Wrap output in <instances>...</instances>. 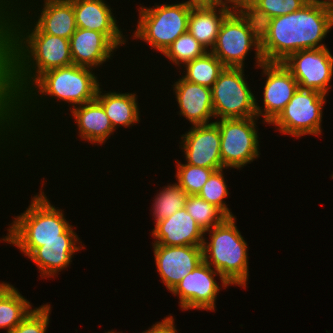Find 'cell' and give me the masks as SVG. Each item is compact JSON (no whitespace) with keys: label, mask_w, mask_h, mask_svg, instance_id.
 Returning a JSON list of instances; mask_svg holds the SVG:
<instances>
[{"label":"cell","mask_w":333,"mask_h":333,"mask_svg":"<svg viewBox=\"0 0 333 333\" xmlns=\"http://www.w3.org/2000/svg\"><path fill=\"white\" fill-rule=\"evenodd\" d=\"M13 7L0 13V23L11 42L13 87L19 97L42 73L72 65L73 61L69 39L42 33L27 18H21L22 8L14 7L16 11L12 12Z\"/></svg>","instance_id":"cell-1"},{"label":"cell","mask_w":333,"mask_h":333,"mask_svg":"<svg viewBox=\"0 0 333 333\" xmlns=\"http://www.w3.org/2000/svg\"><path fill=\"white\" fill-rule=\"evenodd\" d=\"M333 28L332 10L312 5L279 17L260 26L261 53L265 62H282L290 54L325 48L322 43Z\"/></svg>","instance_id":"cell-2"},{"label":"cell","mask_w":333,"mask_h":333,"mask_svg":"<svg viewBox=\"0 0 333 333\" xmlns=\"http://www.w3.org/2000/svg\"><path fill=\"white\" fill-rule=\"evenodd\" d=\"M27 210L13 218L3 241L19 248L24 255L29 256L44 242L79 241L73 226L66 220L63 210L55 208L40 189Z\"/></svg>","instance_id":"cell-3"},{"label":"cell","mask_w":333,"mask_h":333,"mask_svg":"<svg viewBox=\"0 0 333 333\" xmlns=\"http://www.w3.org/2000/svg\"><path fill=\"white\" fill-rule=\"evenodd\" d=\"M91 70L93 71L92 68L72 64L42 73L18 97V121H20L18 127H21V125L23 127L26 124L24 122H27V118L24 115L29 113L26 111H29L30 104L33 102L38 105L37 96H40L41 99H43L42 95L44 97L46 95L52 98L55 97L56 100L59 99V102L65 101L64 103H68V105L71 103L73 107L94 100L101 83ZM33 97L36 99L34 100ZM24 119L26 120L23 121Z\"/></svg>","instance_id":"cell-4"},{"label":"cell","mask_w":333,"mask_h":333,"mask_svg":"<svg viewBox=\"0 0 333 333\" xmlns=\"http://www.w3.org/2000/svg\"><path fill=\"white\" fill-rule=\"evenodd\" d=\"M236 217H226L220 224L204 231L203 259L230 285L246 288L249 277L248 245L235 225ZM207 241V242H206Z\"/></svg>","instance_id":"cell-5"},{"label":"cell","mask_w":333,"mask_h":333,"mask_svg":"<svg viewBox=\"0 0 333 333\" xmlns=\"http://www.w3.org/2000/svg\"><path fill=\"white\" fill-rule=\"evenodd\" d=\"M253 47L255 64L259 68L265 62L261 53L260 26L237 5L222 22L211 52L226 67L244 68V61Z\"/></svg>","instance_id":"cell-6"},{"label":"cell","mask_w":333,"mask_h":333,"mask_svg":"<svg viewBox=\"0 0 333 333\" xmlns=\"http://www.w3.org/2000/svg\"><path fill=\"white\" fill-rule=\"evenodd\" d=\"M192 7L183 1L176 4H155L154 8L141 6L133 39H141L163 54L178 36L188 32Z\"/></svg>","instance_id":"cell-7"},{"label":"cell","mask_w":333,"mask_h":333,"mask_svg":"<svg viewBox=\"0 0 333 333\" xmlns=\"http://www.w3.org/2000/svg\"><path fill=\"white\" fill-rule=\"evenodd\" d=\"M243 73L244 68L226 67L213 84L214 118L221 120L257 117L256 97Z\"/></svg>","instance_id":"cell-8"},{"label":"cell","mask_w":333,"mask_h":333,"mask_svg":"<svg viewBox=\"0 0 333 333\" xmlns=\"http://www.w3.org/2000/svg\"><path fill=\"white\" fill-rule=\"evenodd\" d=\"M326 95L316 90L300 89L294 93L280 114L270 123L280 133L295 138L321 135L323 105Z\"/></svg>","instance_id":"cell-9"},{"label":"cell","mask_w":333,"mask_h":333,"mask_svg":"<svg viewBox=\"0 0 333 333\" xmlns=\"http://www.w3.org/2000/svg\"><path fill=\"white\" fill-rule=\"evenodd\" d=\"M258 117L219 119L214 121L220 131L223 169H240L259 157Z\"/></svg>","instance_id":"cell-10"},{"label":"cell","mask_w":333,"mask_h":333,"mask_svg":"<svg viewBox=\"0 0 333 333\" xmlns=\"http://www.w3.org/2000/svg\"><path fill=\"white\" fill-rule=\"evenodd\" d=\"M282 63L298 82L300 89L328 94L332 86L333 55L327 47L294 52Z\"/></svg>","instance_id":"cell-11"},{"label":"cell","mask_w":333,"mask_h":333,"mask_svg":"<svg viewBox=\"0 0 333 333\" xmlns=\"http://www.w3.org/2000/svg\"><path fill=\"white\" fill-rule=\"evenodd\" d=\"M216 276H219L222 287L230 286L218 271L203 261L176 284L170 292L179 297V305L183 310L215 311L216 297L220 290L219 284L214 278Z\"/></svg>","instance_id":"cell-12"},{"label":"cell","mask_w":333,"mask_h":333,"mask_svg":"<svg viewBox=\"0 0 333 333\" xmlns=\"http://www.w3.org/2000/svg\"><path fill=\"white\" fill-rule=\"evenodd\" d=\"M262 76H267L263 88L264 109L256 100L257 117L263 116V123L270 124L284 109L299 88L291 72L282 62H264L259 66Z\"/></svg>","instance_id":"cell-13"},{"label":"cell","mask_w":333,"mask_h":333,"mask_svg":"<svg viewBox=\"0 0 333 333\" xmlns=\"http://www.w3.org/2000/svg\"><path fill=\"white\" fill-rule=\"evenodd\" d=\"M181 139L180 146L184 152L186 164L215 171L223 169L220 131L214 121L205 125H192Z\"/></svg>","instance_id":"cell-14"},{"label":"cell","mask_w":333,"mask_h":333,"mask_svg":"<svg viewBox=\"0 0 333 333\" xmlns=\"http://www.w3.org/2000/svg\"><path fill=\"white\" fill-rule=\"evenodd\" d=\"M152 246L160 280L168 291L204 261L202 246Z\"/></svg>","instance_id":"cell-15"},{"label":"cell","mask_w":333,"mask_h":333,"mask_svg":"<svg viewBox=\"0 0 333 333\" xmlns=\"http://www.w3.org/2000/svg\"><path fill=\"white\" fill-rule=\"evenodd\" d=\"M18 122V97L12 80L11 42L0 23V140L3 141H0V145L4 143L5 137L17 133L15 129H20Z\"/></svg>","instance_id":"cell-16"},{"label":"cell","mask_w":333,"mask_h":333,"mask_svg":"<svg viewBox=\"0 0 333 333\" xmlns=\"http://www.w3.org/2000/svg\"><path fill=\"white\" fill-rule=\"evenodd\" d=\"M152 245L203 246L206 239L204 230L196 223L185 208L178 210L167 219L155 223Z\"/></svg>","instance_id":"cell-17"},{"label":"cell","mask_w":333,"mask_h":333,"mask_svg":"<svg viewBox=\"0 0 333 333\" xmlns=\"http://www.w3.org/2000/svg\"><path fill=\"white\" fill-rule=\"evenodd\" d=\"M70 1L73 4L78 28L103 33L117 48L127 42L117 25V19L111 11L112 8L104 0Z\"/></svg>","instance_id":"cell-18"},{"label":"cell","mask_w":333,"mask_h":333,"mask_svg":"<svg viewBox=\"0 0 333 333\" xmlns=\"http://www.w3.org/2000/svg\"><path fill=\"white\" fill-rule=\"evenodd\" d=\"M172 86L180 108L179 115L193 126L209 124L214 118L212 88L189 82L183 77Z\"/></svg>","instance_id":"cell-19"},{"label":"cell","mask_w":333,"mask_h":333,"mask_svg":"<svg viewBox=\"0 0 333 333\" xmlns=\"http://www.w3.org/2000/svg\"><path fill=\"white\" fill-rule=\"evenodd\" d=\"M73 64L99 68L118 49L103 33L78 28L69 39Z\"/></svg>","instance_id":"cell-20"},{"label":"cell","mask_w":333,"mask_h":333,"mask_svg":"<svg viewBox=\"0 0 333 333\" xmlns=\"http://www.w3.org/2000/svg\"><path fill=\"white\" fill-rule=\"evenodd\" d=\"M236 6L237 3L234 0H228L217 6L192 7L188 20V32L207 51H211L215 46L222 22Z\"/></svg>","instance_id":"cell-21"},{"label":"cell","mask_w":333,"mask_h":333,"mask_svg":"<svg viewBox=\"0 0 333 333\" xmlns=\"http://www.w3.org/2000/svg\"><path fill=\"white\" fill-rule=\"evenodd\" d=\"M69 110L76 120L78 135L83 140L99 145L105 143L111 134L113 135L115 129L96 98L82 105L71 106Z\"/></svg>","instance_id":"cell-22"},{"label":"cell","mask_w":333,"mask_h":333,"mask_svg":"<svg viewBox=\"0 0 333 333\" xmlns=\"http://www.w3.org/2000/svg\"><path fill=\"white\" fill-rule=\"evenodd\" d=\"M37 21L32 22L42 33L70 39L76 31L73 4L70 0H44Z\"/></svg>","instance_id":"cell-23"},{"label":"cell","mask_w":333,"mask_h":333,"mask_svg":"<svg viewBox=\"0 0 333 333\" xmlns=\"http://www.w3.org/2000/svg\"><path fill=\"white\" fill-rule=\"evenodd\" d=\"M79 241H52L44 242L36 248L28 258L34 262L43 278L54 277L72 262L74 253L83 249L78 245ZM78 245V246H77Z\"/></svg>","instance_id":"cell-24"},{"label":"cell","mask_w":333,"mask_h":333,"mask_svg":"<svg viewBox=\"0 0 333 333\" xmlns=\"http://www.w3.org/2000/svg\"><path fill=\"white\" fill-rule=\"evenodd\" d=\"M98 88L96 99L101 103L114 129L120 125L128 128L140 120L137 95L135 93L108 92Z\"/></svg>","instance_id":"cell-25"},{"label":"cell","mask_w":333,"mask_h":333,"mask_svg":"<svg viewBox=\"0 0 333 333\" xmlns=\"http://www.w3.org/2000/svg\"><path fill=\"white\" fill-rule=\"evenodd\" d=\"M31 310V303L13 285L0 283V329L9 333Z\"/></svg>","instance_id":"cell-26"},{"label":"cell","mask_w":333,"mask_h":333,"mask_svg":"<svg viewBox=\"0 0 333 333\" xmlns=\"http://www.w3.org/2000/svg\"><path fill=\"white\" fill-rule=\"evenodd\" d=\"M182 77L192 83L203 85L209 88L218 79L226 66L211 52H206L203 56L186 63Z\"/></svg>","instance_id":"cell-27"},{"label":"cell","mask_w":333,"mask_h":333,"mask_svg":"<svg viewBox=\"0 0 333 333\" xmlns=\"http://www.w3.org/2000/svg\"><path fill=\"white\" fill-rule=\"evenodd\" d=\"M304 5L302 0H247L241 7L261 26L270 18L295 12Z\"/></svg>","instance_id":"cell-28"},{"label":"cell","mask_w":333,"mask_h":333,"mask_svg":"<svg viewBox=\"0 0 333 333\" xmlns=\"http://www.w3.org/2000/svg\"><path fill=\"white\" fill-rule=\"evenodd\" d=\"M153 200L152 213L155 222L167 219L172 214L185 208L187 193L177 183L169 184L161 189Z\"/></svg>","instance_id":"cell-29"},{"label":"cell","mask_w":333,"mask_h":333,"mask_svg":"<svg viewBox=\"0 0 333 333\" xmlns=\"http://www.w3.org/2000/svg\"><path fill=\"white\" fill-rule=\"evenodd\" d=\"M208 52L189 32L176 38V40L163 53L171 63L183 66Z\"/></svg>","instance_id":"cell-30"},{"label":"cell","mask_w":333,"mask_h":333,"mask_svg":"<svg viewBox=\"0 0 333 333\" xmlns=\"http://www.w3.org/2000/svg\"><path fill=\"white\" fill-rule=\"evenodd\" d=\"M185 209L204 231L215 227L226 218L217 207L198 195L187 196Z\"/></svg>","instance_id":"cell-31"},{"label":"cell","mask_w":333,"mask_h":333,"mask_svg":"<svg viewBox=\"0 0 333 333\" xmlns=\"http://www.w3.org/2000/svg\"><path fill=\"white\" fill-rule=\"evenodd\" d=\"M223 170L224 169L214 171L210 175L198 196L217 207L226 217H234L224 201L229 195V191L223 176Z\"/></svg>","instance_id":"cell-32"},{"label":"cell","mask_w":333,"mask_h":333,"mask_svg":"<svg viewBox=\"0 0 333 333\" xmlns=\"http://www.w3.org/2000/svg\"><path fill=\"white\" fill-rule=\"evenodd\" d=\"M176 180L177 184L182 187L187 195H198L210 175L215 171L189 164L177 162Z\"/></svg>","instance_id":"cell-33"},{"label":"cell","mask_w":333,"mask_h":333,"mask_svg":"<svg viewBox=\"0 0 333 333\" xmlns=\"http://www.w3.org/2000/svg\"><path fill=\"white\" fill-rule=\"evenodd\" d=\"M50 304L32 309L28 315L9 333H46L51 314Z\"/></svg>","instance_id":"cell-34"},{"label":"cell","mask_w":333,"mask_h":333,"mask_svg":"<svg viewBox=\"0 0 333 333\" xmlns=\"http://www.w3.org/2000/svg\"><path fill=\"white\" fill-rule=\"evenodd\" d=\"M174 323V318L170 315L161 320V322L153 324L151 328L142 333H177Z\"/></svg>","instance_id":"cell-35"},{"label":"cell","mask_w":333,"mask_h":333,"mask_svg":"<svg viewBox=\"0 0 333 333\" xmlns=\"http://www.w3.org/2000/svg\"><path fill=\"white\" fill-rule=\"evenodd\" d=\"M228 0H187L185 3L193 7L217 6L226 3Z\"/></svg>","instance_id":"cell-36"},{"label":"cell","mask_w":333,"mask_h":333,"mask_svg":"<svg viewBox=\"0 0 333 333\" xmlns=\"http://www.w3.org/2000/svg\"><path fill=\"white\" fill-rule=\"evenodd\" d=\"M305 5L320 6L327 9H333V0H302Z\"/></svg>","instance_id":"cell-37"},{"label":"cell","mask_w":333,"mask_h":333,"mask_svg":"<svg viewBox=\"0 0 333 333\" xmlns=\"http://www.w3.org/2000/svg\"><path fill=\"white\" fill-rule=\"evenodd\" d=\"M12 3V4H11ZM15 3H14V0H0V13L6 9V8H9L10 5L13 6Z\"/></svg>","instance_id":"cell-38"},{"label":"cell","mask_w":333,"mask_h":333,"mask_svg":"<svg viewBox=\"0 0 333 333\" xmlns=\"http://www.w3.org/2000/svg\"><path fill=\"white\" fill-rule=\"evenodd\" d=\"M238 6H242L247 0H234Z\"/></svg>","instance_id":"cell-39"},{"label":"cell","mask_w":333,"mask_h":333,"mask_svg":"<svg viewBox=\"0 0 333 333\" xmlns=\"http://www.w3.org/2000/svg\"><path fill=\"white\" fill-rule=\"evenodd\" d=\"M106 333V332H105ZM107 333H116V332H114V331H108ZM118 333V332H117Z\"/></svg>","instance_id":"cell-40"}]
</instances>
